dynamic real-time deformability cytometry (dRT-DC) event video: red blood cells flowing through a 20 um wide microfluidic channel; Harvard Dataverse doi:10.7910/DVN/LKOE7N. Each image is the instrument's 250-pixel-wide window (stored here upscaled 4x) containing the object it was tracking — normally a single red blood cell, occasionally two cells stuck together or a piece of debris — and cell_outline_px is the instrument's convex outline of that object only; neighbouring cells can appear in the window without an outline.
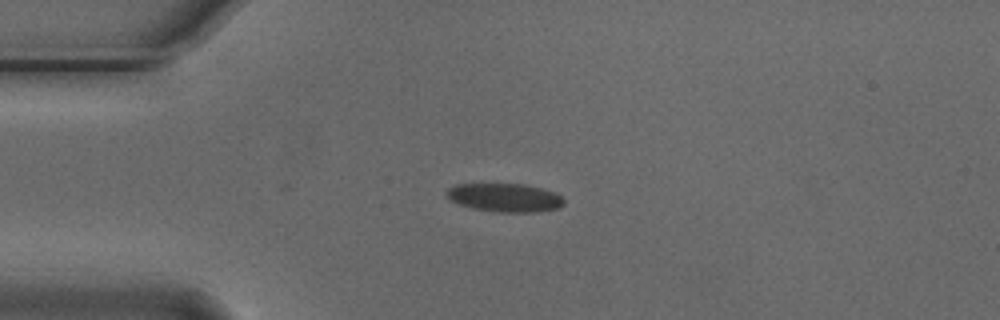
{"species": "Egyptian fruit bat (a non-hibernating species)", "species_latin": "Rousettus aegyptiacus", "temperature_condition": "cold", "stored_images_in_passage": 23, "camera_frame_rate_fps": 3000, "um_per_image_px": 0.085, "animal": {"sex": "male"}, "frame": {"image": 1, "passage_image": 1, "time_ms": 0.0, "image_size_px": [1000, 320], "cell_outline_px": [[564, 204], [560, 208], [540, 212], [500, 212], [472, 208], [448, 200], [444, 196], [444, 192], [448, 188], [456, 184], [524, 184], [556, 192], [564, 200]], "centroid_in_image_um": [42.89, 16.8], "position_along_channel_um": 42.1, "area_um2": 19.71}}
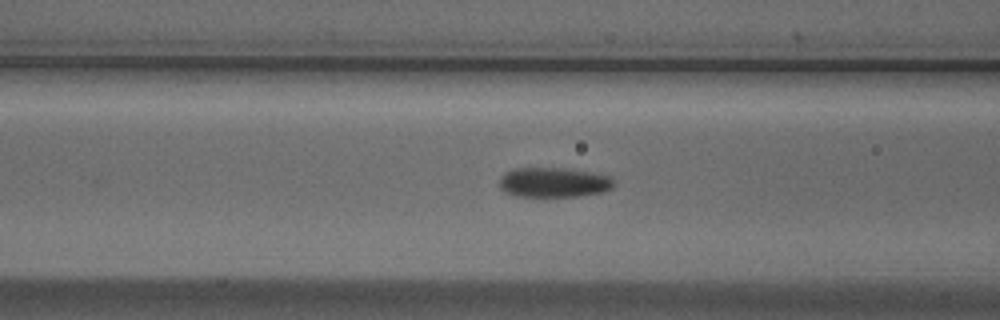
{"frame": {"image": 2, "passage_image": 9, "time_ms": 2.667, "image_size_px": [1000, 320], "cell_outline_px": [[616, 184], [612, 188], [600, 192], [580, 196], [516, 196], [504, 192], [500, 188], [500, 176], [504, 172], [512, 168], [564, 168], [588, 172], [608, 176]], "centroid_in_image_um": [47.01, 15.5], "position_along_channel_um": 119.6, "area_um2": 19.83}}
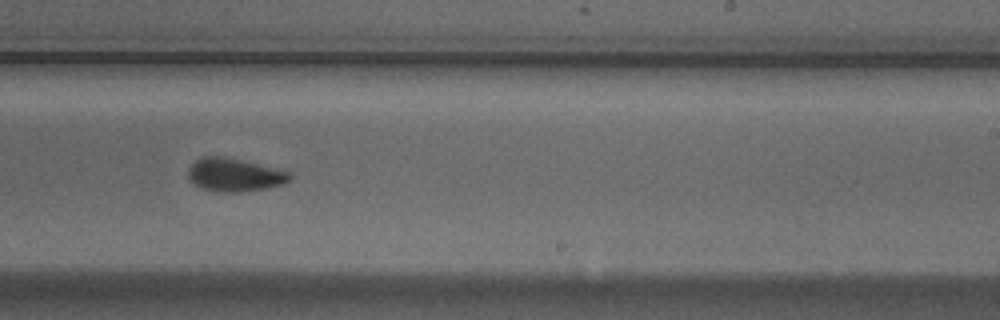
{"frame": {"image": 3, "passage_image": 21, "time_ms": 6.667, "image_size_px": [1000, 320], "cell_outline_px": [[292, 180], [284, 184], [268, 188], [240, 192], [220, 192], [204, 188], [196, 184], [188, 176], [188, 168], [200, 156], [224, 156], [292, 172]], "centroid_in_image_um": [19.98, 14.86], "position_along_channel_um": 269.0, "area_um2": 19.65}}